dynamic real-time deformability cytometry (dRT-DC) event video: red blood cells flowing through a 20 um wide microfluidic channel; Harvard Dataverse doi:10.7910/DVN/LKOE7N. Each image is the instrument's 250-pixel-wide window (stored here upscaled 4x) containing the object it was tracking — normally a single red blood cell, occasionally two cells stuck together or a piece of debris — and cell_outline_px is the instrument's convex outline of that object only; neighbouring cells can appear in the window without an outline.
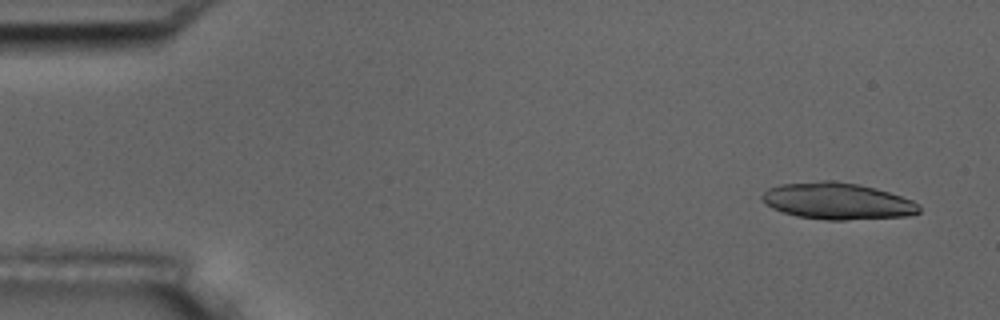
{"species": "common noctule bat (a hibernating species)", "species_latin": "Nyctalus noctula", "temperature_condition": "room temperature", "stored_images_in_passage": 6, "camera_frame_rate_fps": 3000, "um_per_image_px": 0.085, "animal": {"sex": "male", "body_mass_g": 17.5, "forearm_length_mm": 52.3}, "frame": {"image": 1, "passage_image": 1, "time_ms": 0.0, "image_size_px": [1000, 320], "cell_outline_px": [[920, 212], [908, 216], [844, 220], [828, 220], [796, 216], [772, 208], [760, 196], [768, 188], [780, 184], [820, 180], [832, 180], [860, 184], [876, 188], [912, 200], [920, 204]], "centroid_in_image_um": [71.19, 17.08], "position_along_channel_um": 13.8, "area_um2": 33.58}}